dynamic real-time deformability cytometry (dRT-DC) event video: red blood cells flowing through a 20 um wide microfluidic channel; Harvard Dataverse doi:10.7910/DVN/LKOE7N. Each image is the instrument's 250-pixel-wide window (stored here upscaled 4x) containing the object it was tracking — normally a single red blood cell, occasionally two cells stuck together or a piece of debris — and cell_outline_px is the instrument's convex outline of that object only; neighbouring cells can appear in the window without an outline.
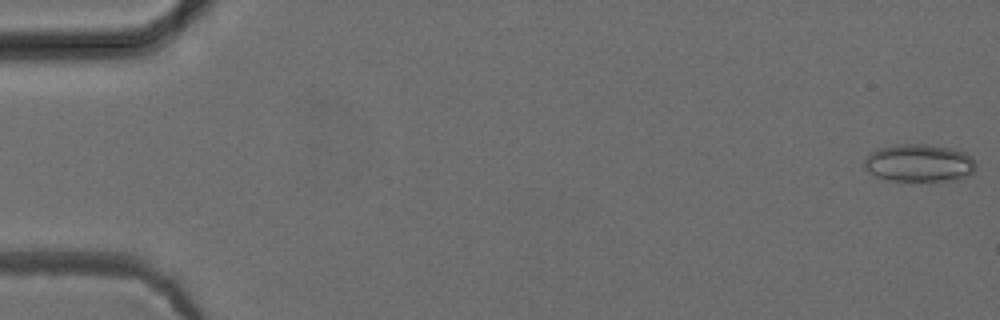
{"species": "common noctule bat (a hibernating species)", "species_latin": "Nyctalus noctula", "temperature_condition": "cold", "stored_images_in_passage": 52, "camera_frame_rate_fps": 3000, "um_per_image_px": 0.085, "animal": {"sex": "female", "body_mass_g": 24.6, "forearm_length_mm": 56.2}, "frame": {"image": 1, "passage_image": 1, "time_ms": 0.0, "image_size_px": [1000, 320], "cell_outline_px": [[976, 168], [968, 176], [960, 180], [888, 180], [876, 176], [868, 172], [864, 168], [864, 160], [872, 152], [880, 148], [896, 144], [928, 144], [948, 148], [964, 152], [972, 156], [976, 160]], "centroid_in_image_um": [78.16, 13.85], "position_along_channel_um": 6.8, "area_um2": 24.51}}
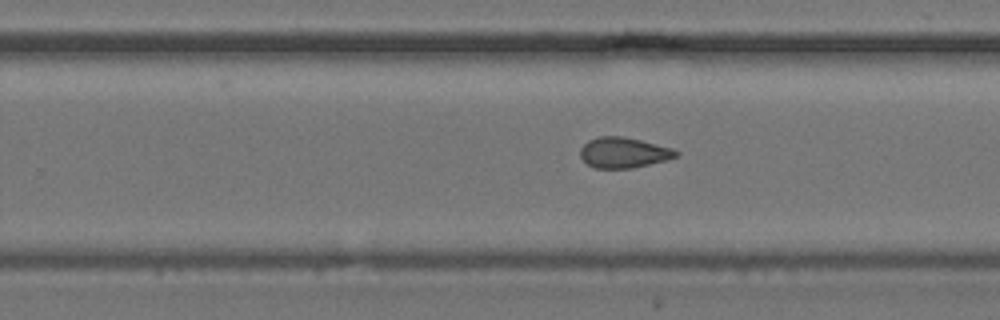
{"frame": {"image": 2, "passage_image": 33, "time_ms": 10.667, "image_size_px": [1000, 320], "cell_outline_px": [[680, 152], [676, 156], [664, 160], [632, 168], [596, 168], [588, 164], [580, 156], [580, 148], [588, 140], [600, 136], [624, 136], [672, 148]], "centroid_in_image_um": [52.98, 12.96], "position_along_channel_um": 276.8, "area_um2": 16.82}}
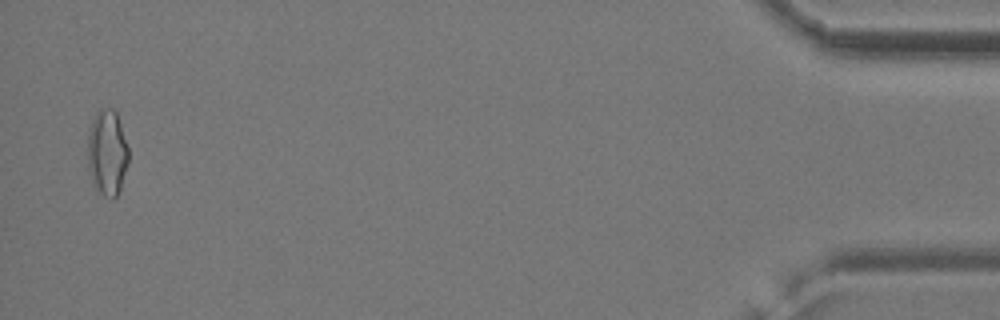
{"frame": {"image": 3, "passage_image": 51, "time_ms": 16.667, "image_size_px": [1000, 320], "cell_outline_px": [[128, 164], [120, 188], [116, 196], [112, 200], [104, 196], [92, 184], [88, 172], [88, 128], [96, 112], [100, 108], [112, 108], [116, 112], [128, 148]], "centroid_in_image_um": [9.09, 12.98], "position_along_channel_um": 426.1, "area_um2": 20.58}, "authors_computed_cell_mechanics": {"area_um2": 17.6001, "velocity_mm_per_s": 3.9629, "shape_relaxation_time_tau1_ms": null, "shape_relaxation_time_tau2_ms": 1.9196, "deformation_change_tau1": null, "deformation_change_tau2": 0.0813}}